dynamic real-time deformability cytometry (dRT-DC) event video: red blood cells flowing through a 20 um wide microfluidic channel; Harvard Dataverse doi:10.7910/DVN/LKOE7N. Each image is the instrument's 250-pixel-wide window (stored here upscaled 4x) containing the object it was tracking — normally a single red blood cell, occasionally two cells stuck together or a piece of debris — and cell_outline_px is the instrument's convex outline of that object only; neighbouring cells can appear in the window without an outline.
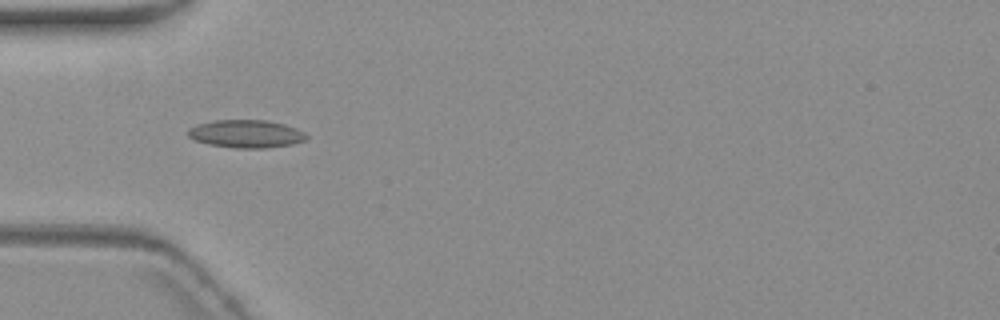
{"species": "common noctule bat (a hibernating species)", "species_latin": "Nyctalus noctula", "temperature_condition": "warm", "stored_images_in_passage": 9, "camera_frame_rate_fps": 3000, "um_per_image_px": 0.085, "animal": {"sex": "female", "body_mass_g": 19.3, "forearm_length_mm": 54.1}, "frame": {"image": 1, "passage_image": 4, "time_ms": 4.667, "image_size_px": [1000, 320], "cell_outline_px": [[308, 140], [292, 144], [264, 148], [232, 148], [208, 144], [196, 140], [188, 136], [188, 128], [196, 124], [212, 120], [268, 120], [284, 124], [296, 128], [304, 132], [308, 136]], "centroid_in_image_um": [20.92, 11.37], "position_along_channel_um": 64.1, "area_um2": 19.42}}
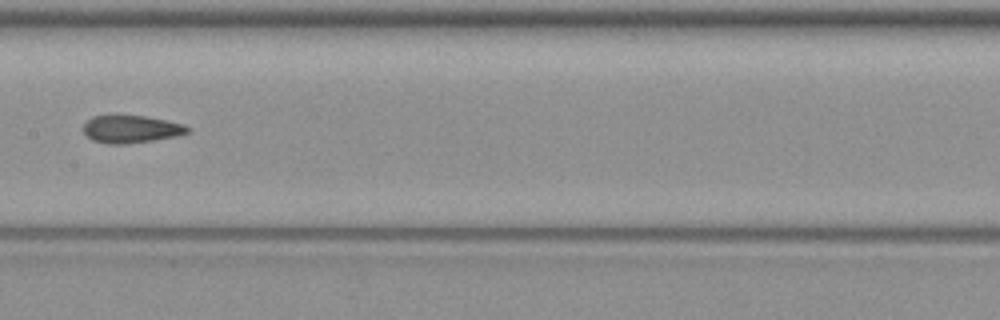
{"frame": {"image": 2, "passage_image": 7, "time_ms": 8.333, "image_size_px": [1000, 320], "cell_outline_px": [[192, 128], [188, 132], [176, 136], [128, 144], [108, 144], [92, 140], [84, 132], [84, 124], [92, 116], [144, 116], [184, 124]], "centroid_in_image_um": [11.15, 10.98], "position_along_channel_um": 196.2, "area_um2": 16.53}}
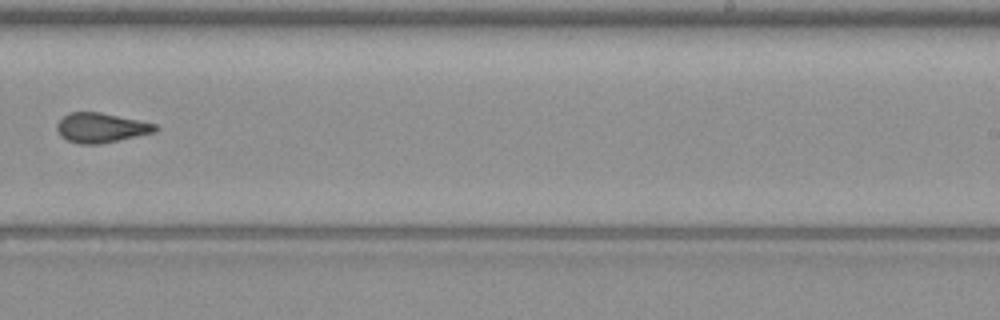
{"frame": {"image": 3, "passage_image": 9, "time_ms": 10.667, "image_size_px": [1000, 320], "cell_outline_px": [[160, 128], [156, 132], [100, 144], [80, 144], [68, 140], [60, 136], [56, 128], [56, 124], [64, 116], [72, 112], [100, 112], [156, 124]], "centroid_in_image_um": [8.59, 10.86], "position_along_channel_um": 280.4, "area_um2": 16.94}}